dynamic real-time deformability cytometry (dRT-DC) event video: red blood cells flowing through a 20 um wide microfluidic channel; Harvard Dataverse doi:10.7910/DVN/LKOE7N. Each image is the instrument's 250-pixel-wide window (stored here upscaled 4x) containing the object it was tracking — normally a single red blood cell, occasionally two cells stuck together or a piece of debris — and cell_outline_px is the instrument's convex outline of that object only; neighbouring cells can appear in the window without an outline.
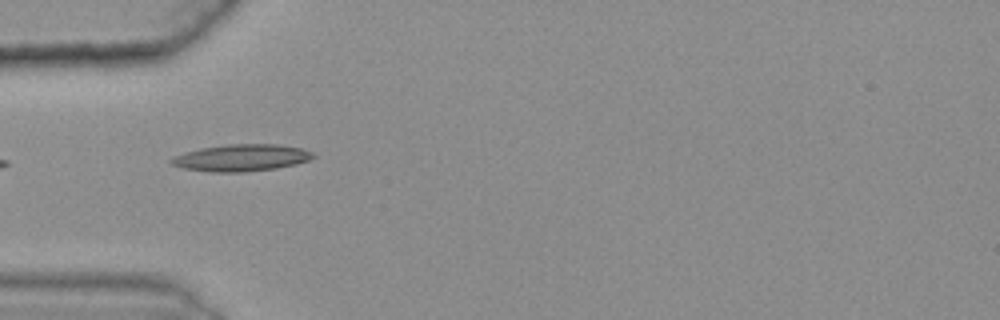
{"species": "common noctule bat (a hibernating species)", "species_latin": "Nyctalus noctula", "temperature_condition": "warm", "stored_images_in_passage": 5, "camera_frame_rate_fps": 3000, "um_per_image_px": 0.085, "animal": {"sex": "female", "body_mass_g": 25.1}, "frame": {"image": 1, "passage_image": 2, "time_ms": 0.333, "image_size_px": [1000, 320], "cell_outline_px": [[316, 156], [308, 160], [296, 164], [276, 168], [244, 172], [212, 172], [184, 168], [172, 164], [168, 160], [172, 156], [184, 152], [200, 148], [228, 144], [276, 144], [300, 148], [312, 152]], "centroid_in_image_um": [20.48, 13.41], "position_along_channel_um": 64.5, "area_um2": 22.2}}